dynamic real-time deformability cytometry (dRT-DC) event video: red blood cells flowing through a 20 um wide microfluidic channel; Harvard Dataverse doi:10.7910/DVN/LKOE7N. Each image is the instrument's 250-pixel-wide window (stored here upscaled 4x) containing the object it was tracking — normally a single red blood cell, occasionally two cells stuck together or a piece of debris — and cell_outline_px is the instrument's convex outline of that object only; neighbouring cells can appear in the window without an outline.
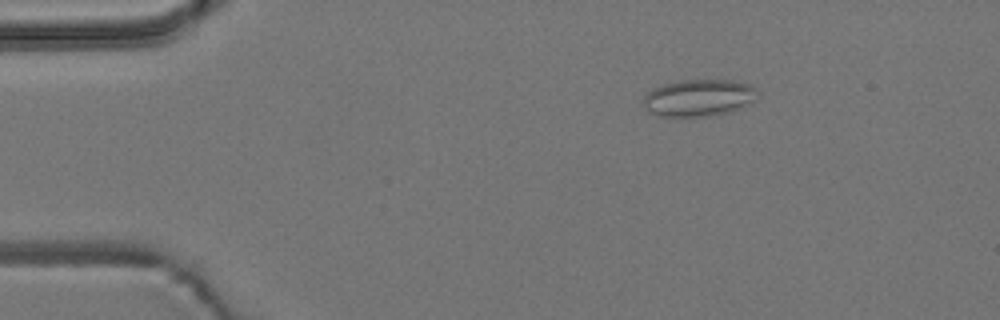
{"species": "common noctule bat (a hibernating species)", "species_latin": "Nyctalus noctula", "temperature_condition": "room temperature", "stored_images_in_passage": 5, "camera_frame_rate_fps": 3000, "um_per_image_px": 0.085, "animal": {"sex": "male", "body_mass_g": 19.2, "forearm_length_mm": 51.8}, "frame": {"image": 1, "passage_image": 3, "time_ms": 2.333, "image_size_px": [1000, 320], "cell_outline_px": [[760, 96], [748, 104], [740, 108], [728, 112], [708, 116], [660, 116], [644, 108], [644, 96], [648, 92], [660, 84], [680, 80], [732, 80], [752, 84], [760, 92]], "centroid_in_image_um": [59.44, 8.29], "position_along_channel_um": 25.6, "area_um2": 24.8}}